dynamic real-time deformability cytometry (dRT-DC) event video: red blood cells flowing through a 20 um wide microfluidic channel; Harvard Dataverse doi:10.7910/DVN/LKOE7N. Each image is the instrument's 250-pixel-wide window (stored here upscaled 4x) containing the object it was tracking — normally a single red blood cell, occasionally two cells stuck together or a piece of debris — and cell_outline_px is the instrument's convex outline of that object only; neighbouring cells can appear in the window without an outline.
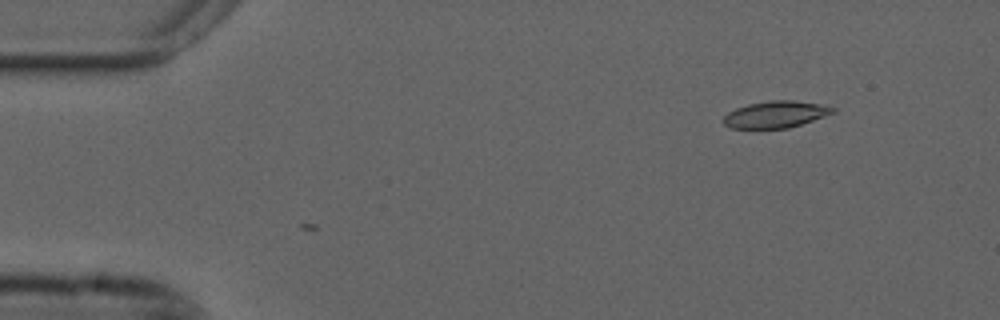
{"species": "common noctule bat (a hibernating species)", "species_latin": "Nyctalus noctula", "temperature_condition": "cold", "stored_images_in_passage": 7, "camera_frame_rate_fps": 3000, "um_per_image_px": 0.085, "animal": {"sex": "male", "forearm_length_mm": 52.5}, "frame": {"image": 1, "passage_image": 7, "time_ms": 2.0, "image_size_px": [1000, 320], "cell_outline_px": [[836, 112], [788, 128], [732, 128], [724, 124], [724, 116], [728, 112], [736, 108], [748, 104], [772, 100], [792, 100], [820, 104], [836, 108]], "centroid_in_image_um": [65.93, 9.72], "position_along_channel_um": 19.1, "area_um2": 16.82}}